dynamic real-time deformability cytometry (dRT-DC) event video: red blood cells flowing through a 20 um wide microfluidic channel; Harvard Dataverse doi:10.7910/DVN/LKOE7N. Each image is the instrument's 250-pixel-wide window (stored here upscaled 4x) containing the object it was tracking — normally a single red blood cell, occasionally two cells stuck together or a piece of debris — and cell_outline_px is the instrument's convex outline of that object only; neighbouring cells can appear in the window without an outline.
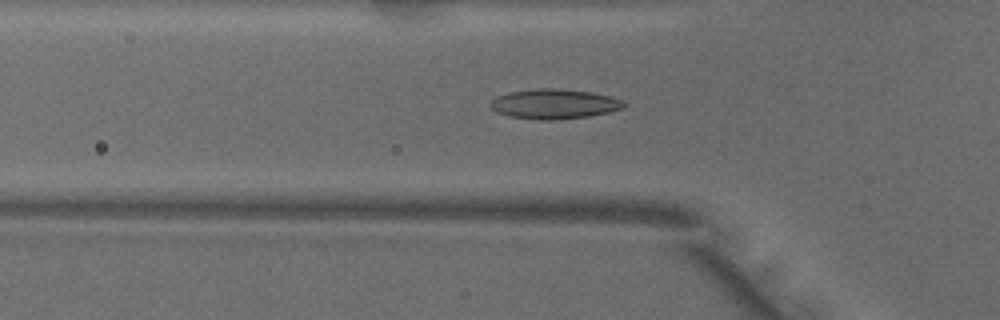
{"species": "common noctule bat (a hibernating species)", "species_latin": "Nyctalus noctula", "temperature_condition": "warm", "stored_images_in_passage": 33, "camera_frame_rate_fps": 3000, "um_per_image_px": 0.085, "animal": {"sex": "male", "body_mass_g": 18.8}, "frame": {"image": 1, "passage_image": 6, "time_ms": 1.667, "image_size_px": [1000, 320], "cell_outline_px": [[628, 104], [624, 108], [608, 112], [588, 116], [556, 120], [540, 120], [508, 116], [496, 112], [488, 104], [496, 96], [508, 92], [540, 88], [552, 88], [592, 92], [624, 100]], "centroid_in_image_um": [47.1, 8.84], "position_along_channel_um": 78.7, "area_um2": 23.29}}
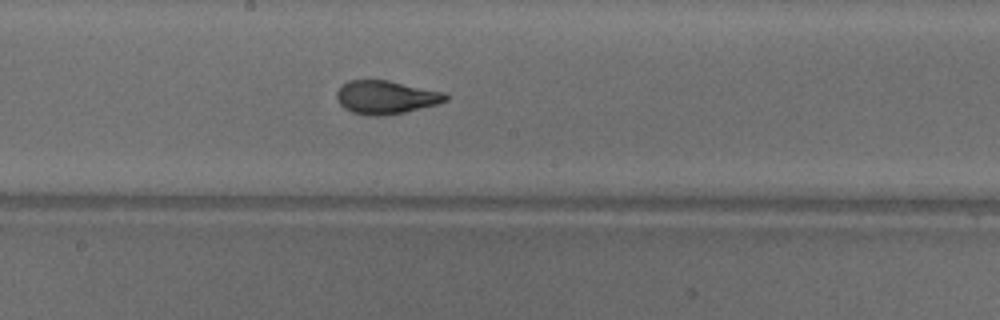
{"frame": {"image": 2, "passage_image": 16, "time_ms": 5.0, "image_size_px": [1000, 320], "cell_outline_px": [[448, 100], [436, 104], [404, 112], [384, 116], [372, 116], [352, 112], [344, 108], [336, 100], [336, 92], [348, 80], [388, 80], [444, 92], [448, 96]], "centroid_in_image_um": [32.78, 8.27], "position_along_channel_um": 215.4, "area_um2": 21.1}}
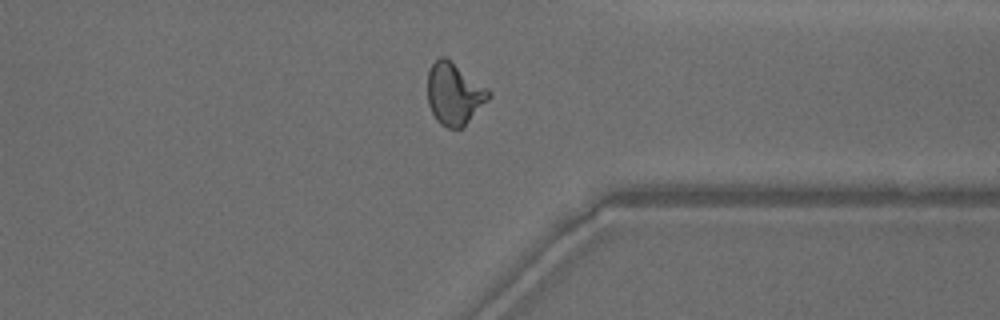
{"frame": {"image": 3, "passage_image": 28, "time_ms": 9.0, "image_size_px": [1000, 320], "cell_outline_px": [[492, 96], [464, 128], [448, 128], [440, 124], [436, 120], [428, 104], [428, 72], [432, 64], [440, 56], [444, 56], [488, 88], [492, 92]], "centroid_in_image_um": [38.63, 8.01], "position_along_channel_um": 372.8, "area_um2": 22.2}, "authors_computed_cell_mechanics": {"area_um2": 21.097, "velocity_mm_per_s": 4.0682, "shape_relaxation_time_tau1_ms": 4.3331, "shape_relaxation_time_tau2_ms": 0.8178, "deformation_change_tau1": 0.1643, "deformation_change_tau2": 0.0747}}